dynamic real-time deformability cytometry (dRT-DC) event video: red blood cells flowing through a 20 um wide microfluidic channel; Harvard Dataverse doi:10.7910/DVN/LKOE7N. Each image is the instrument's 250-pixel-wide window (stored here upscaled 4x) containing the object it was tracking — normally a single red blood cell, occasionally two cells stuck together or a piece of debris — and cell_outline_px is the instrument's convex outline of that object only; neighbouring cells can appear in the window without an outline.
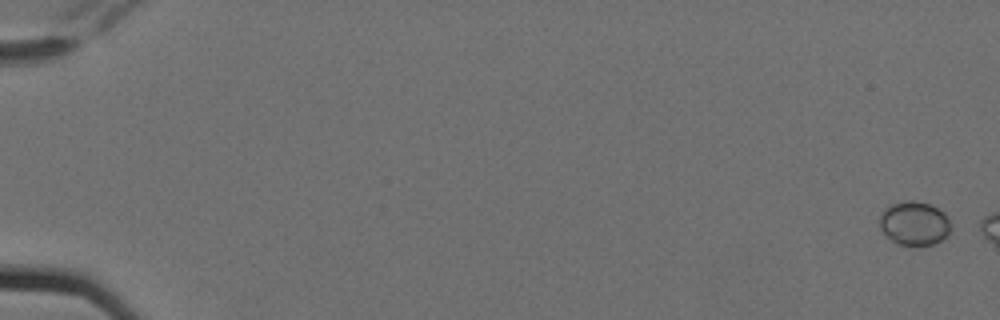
{"species": "Egyptian fruit bat (a non-hibernating species)", "species_latin": "Rousettus aegyptiacus", "temperature_condition": "cold", "stored_images_in_passage": 3, "camera_frame_rate_fps": 3000, "um_per_image_px": 0.085, "animal": {"sex": "female"}, "frame": {"image": 1, "passage_image": 1, "time_ms": 0.0, "image_size_px": [1000, 320], "cell_outline_px": [[948, 232], [940, 240], [932, 244], [896, 244], [880, 228], [880, 216], [884, 208], [892, 204], [908, 200], [912, 200], [928, 204], [944, 212], [948, 220]], "centroid_in_image_um": [77.67, 18.96], "position_along_channel_um": 7.3, "area_um2": 17.57}}